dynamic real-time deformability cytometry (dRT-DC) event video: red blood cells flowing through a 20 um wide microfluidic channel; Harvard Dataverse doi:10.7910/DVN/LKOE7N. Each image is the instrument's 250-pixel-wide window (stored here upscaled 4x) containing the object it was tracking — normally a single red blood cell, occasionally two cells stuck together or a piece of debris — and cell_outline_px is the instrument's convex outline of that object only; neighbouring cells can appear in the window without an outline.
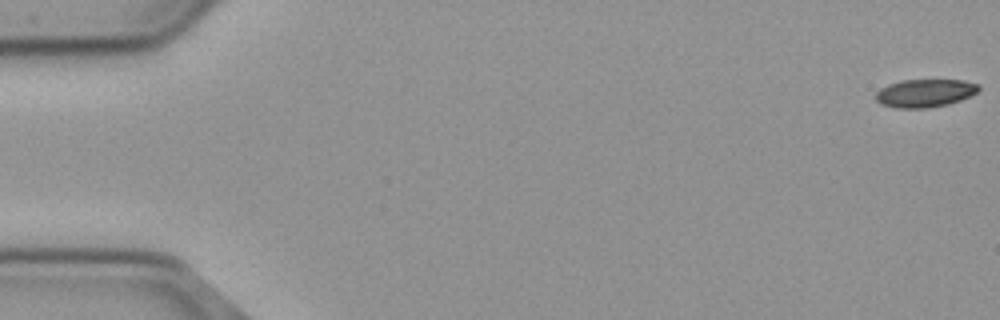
{"species": "common noctule bat (a hibernating species)", "species_latin": "Nyctalus noctula", "temperature_condition": "cold", "stored_images_in_passage": 50, "camera_frame_rate_fps": 3000, "um_per_image_px": 0.085, "animal": {"sex": "male", "body_mass_g": 23.1, "forearm_length_mm": 52.7}, "frame": {"image": 1, "passage_image": 1, "time_ms": 0.0, "image_size_px": [1000, 320], "cell_outline_px": [[980, 88], [976, 92], [960, 100], [948, 104], [928, 108], [896, 108], [880, 104], [876, 100], [876, 92], [880, 88], [888, 84], [904, 80], [964, 80], [980, 84]], "centroid_in_image_um": [78.6, 7.91], "position_along_channel_um": 6.4, "area_um2": 16.82}}
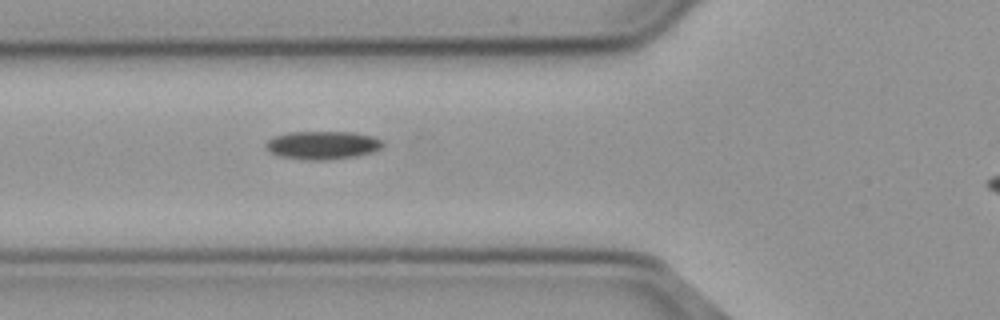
{"frame": {"image": 2, "passage_image": 21, "time_ms": 6.667, "image_size_px": [1000, 320], "cell_outline_px": [[384, 144], [380, 148], [372, 152], [356, 156], [328, 160], [300, 160], [280, 156], [268, 152], [264, 144], [268, 140], [276, 136], [288, 132], [352, 132], [372, 136], [384, 140]], "centroid_in_image_um": [27.4, 12.35], "position_along_channel_um": 98.4, "area_um2": 19.42}}
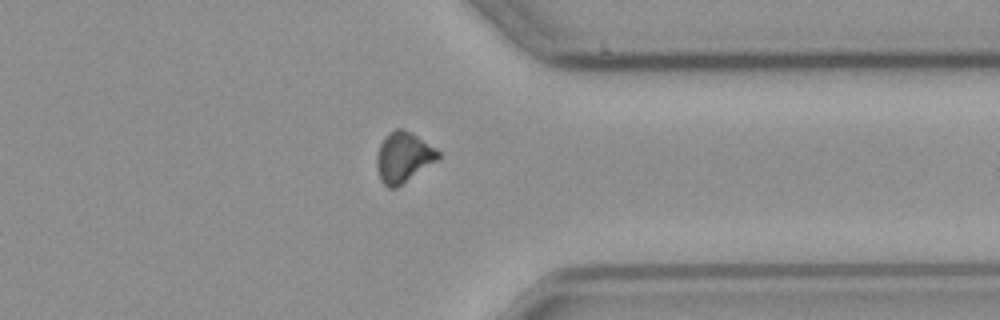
{"frame": {"image": 3, "passage_image": 44, "time_ms": 14.333, "image_size_px": [1000, 320], "cell_outline_px": [[440, 156], [436, 160], [396, 188], [388, 188], [380, 180], [376, 168], [376, 156], [380, 144], [384, 136], [388, 132], [396, 128], [404, 128], [412, 132], [436, 148], [440, 152]], "centroid_in_image_um": [34.25, 13.33], "position_along_channel_um": 377.1, "area_um2": 18.09}}